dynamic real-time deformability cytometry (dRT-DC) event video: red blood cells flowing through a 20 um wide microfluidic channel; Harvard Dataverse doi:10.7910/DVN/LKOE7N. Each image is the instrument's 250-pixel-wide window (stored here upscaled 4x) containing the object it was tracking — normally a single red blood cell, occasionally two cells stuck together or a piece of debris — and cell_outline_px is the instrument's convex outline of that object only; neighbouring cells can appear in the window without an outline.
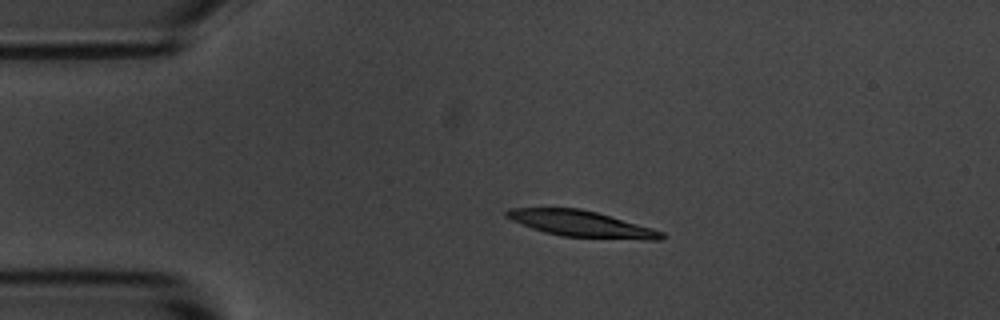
{"species": "common noctule bat (a hibernating species)", "species_latin": "Nyctalus noctula", "temperature_condition": "room temperature", "stored_images_in_passage": 4, "camera_frame_rate_fps": 3000, "um_per_image_px": 0.085, "animal": {"sex": "male", "body_mass_g": 20.1, "forearm_length_mm": 53.5}, "frame": {"image": 1, "passage_image": 3, "time_ms": 2.333, "image_size_px": [1000, 320], "cell_outline_px": [[664, 236], [660, 240], [648, 240], [564, 236], [544, 232], [532, 228], [512, 220], [504, 216], [504, 212], [508, 208], [580, 208], [596, 212], [652, 228], [664, 232]], "centroid_in_image_um": [49.39, 19.02], "position_along_channel_um": 35.6, "area_um2": 23.35}}